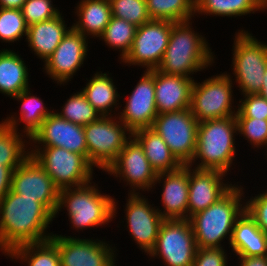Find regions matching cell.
Listing matches in <instances>:
<instances>
[{
    "label": "cell",
    "instance_id": "6da1fadb",
    "mask_svg": "<svg viewBox=\"0 0 267 266\" xmlns=\"http://www.w3.org/2000/svg\"><path fill=\"white\" fill-rule=\"evenodd\" d=\"M54 215L37 198H23L9 190L0 200V252L50 239Z\"/></svg>",
    "mask_w": 267,
    "mask_h": 266
},
{
    "label": "cell",
    "instance_id": "7a4b0ae2",
    "mask_svg": "<svg viewBox=\"0 0 267 266\" xmlns=\"http://www.w3.org/2000/svg\"><path fill=\"white\" fill-rule=\"evenodd\" d=\"M193 20L172 24L167 48L157 68L161 73L194 79V74L215 65V53L205 35L195 31Z\"/></svg>",
    "mask_w": 267,
    "mask_h": 266
},
{
    "label": "cell",
    "instance_id": "3957f363",
    "mask_svg": "<svg viewBox=\"0 0 267 266\" xmlns=\"http://www.w3.org/2000/svg\"><path fill=\"white\" fill-rule=\"evenodd\" d=\"M93 183V184H92ZM118 200L100 190L98 183L91 181L80 187L59 190L58 206L54 218L66 210L70 229L82 230L101 228L116 219ZM62 209V210H61Z\"/></svg>",
    "mask_w": 267,
    "mask_h": 266
},
{
    "label": "cell",
    "instance_id": "277c9868",
    "mask_svg": "<svg viewBox=\"0 0 267 266\" xmlns=\"http://www.w3.org/2000/svg\"><path fill=\"white\" fill-rule=\"evenodd\" d=\"M237 183L214 204L189 218L198 248H225L223 243L229 248L236 220L245 211L246 186Z\"/></svg>",
    "mask_w": 267,
    "mask_h": 266
},
{
    "label": "cell",
    "instance_id": "5b68a950",
    "mask_svg": "<svg viewBox=\"0 0 267 266\" xmlns=\"http://www.w3.org/2000/svg\"><path fill=\"white\" fill-rule=\"evenodd\" d=\"M236 136L238 132L235 116L200 122L197 128L196 150L188 165L230 175L229 170L231 172V167L234 170L237 156Z\"/></svg>",
    "mask_w": 267,
    "mask_h": 266
},
{
    "label": "cell",
    "instance_id": "8992f818",
    "mask_svg": "<svg viewBox=\"0 0 267 266\" xmlns=\"http://www.w3.org/2000/svg\"><path fill=\"white\" fill-rule=\"evenodd\" d=\"M237 30L232 44L233 72L227 74L236 83L235 87L239 88L241 96L258 94L267 67V44L257 39L250 31L242 28Z\"/></svg>",
    "mask_w": 267,
    "mask_h": 266
},
{
    "label": "cell",
    "instance_id": "52a82bcc",
    "mask_svg": "<svg viewBox=\"0 0 267 266\" xmlns=\"http://www.w3.org/2000/svg\"><path fill=\"white\" fill-rule=\"evenodd\" d=\"M30 155L59 189L80 187L94 179V166L81 154L61 147H30Z\"/></svg>",
    "mask_w": 267,
    "mask_h": 266
},
{
    "label": "cell",
    "instance_id": "ba28073f",
    "mask_svg": "<svg viewBox=\"0 0 267 266\" xmlns=\"http://www.w3.org/2000/svg\"><path fill=\"white\" fill-rule=\"evenodd\" d=\"M234 84L226 71L202 82L194 81L190 110L199 123L236 115L238 107L234 103Z\"/></svg>",
    "mask_w": 267,
    "mask_h": 266
},
{
    "label": "cell",
    "instance_id": "9c48e42d",
    "mask_svg": "<svg viewBox=\"0 0 267 266\" xmlns=\"http://www.w3.org/2000/svg\"><path fill=\"white\" fill-rule=\"evenodd\" d=\"M83 128L88 161L103 172L117 159L125 143L132 137V132L118 116H101Z\"/></svg>",
    "mask_w": 267,
    "mask_h": 266
},
{
    "label": "cell",
    "instance_id": "30bf717a",
    "mask_svg": "<svg viewBox=\"0 0 267 266\" xmlns=\"http://www.w3.org/2000/svg\"><path fill=\"white\" fill-rule=\"evenodd\" d=\"M196 249L189 219L164 220L160 225L155 247L148 256L149 260H162L166 266H192Z\"/></svg>",
    "mask_w": 267,
    "mask_h": 266
},
{
    "label": "cell",
    "instance_id": "8fae6325",
    "mask_svg": "<svg viewBox=\"0 0 267 266\" xmlns=\"http://www.w3.org/2000/svg\"><path fill=\"white\" fill-rule=\"evenodd\" d=\"M198 124L187 108L158 114L151 128L162 137L176 159L182 165H188L196 150Z\"/></svg>",
    "mask_w": 267,
    "mask_h": 266
},
{
    "label": "cell",
    "instance_id": "7c38bea8",
    "mask_svg": "<svg viewBox=\"0 0 267 266\" xmlns=\"http://www.w3.org/2000/svg\"><path fill=\"white\" fill-rule=\"evenodd\" d=\"M105 174L114 176L120 183L124 182L125 187H129L130 194L149 193V191L152 193L157 178V173L145 156L143 147L133 136L125 143Z\"/></svg>",
    "mask_w": 267,
    "mask_h": 266
},
{
    "label": "cell",
    "instance_id": "4fadbf2b",
    "mask_svg": "<svg viewBox=\"0 0 267 266\" xmlns=\"http://www.w3.org/2000/svg\"><path fill=\"white\" fill-rule=\"evenodd\" d=\"M58 247L61 266H116L119 252L106 239L65 236L55 233L50 238ZM117 251V252H116ZM117 253V255H116Z\"/></svg>",
    "mask_w": 267,
    "mask_h": 266
},
{
    "label": "cell",
    "instance_id": "5bb4252c",
    "mask_svg": "<svg viewBox=\"0 0 267 266\" xmlns=\"http://www.w3.org/2000/svg\"><path fill=\"white\" fill-rule=\"evenodd\" d=\"M173 23L151 19L137 27L131 49L120 64L139 66L147 71L157 69L167 48Z\"/></svg>",
    "mask_w": 267,
    "mask_h": 266
},
{
    "label": "cell",
    "instance_id": "9a60e30c",
    "mask_svg": "<svg viewBox=\"0 0 267 266\" xmlns=\"http://www.w3.org/2000/svg\"><path fill=\"white\" fill-rule=\"evenodd\" d=\"M123 218L132 241L148 257L155 247L160 225L164 221L156 206L143 193H127Z\"/></svg>",
    "mask_w": 267,
    "mask_h": 266
},
{
    "label": "cell",
    "instance_id": "2e32d148",
    "mask_svg": "<svg viewBox=\"0 0 267 266\" xmlns=\"http://www.w3.org/2000/svg\"><path fill=\"white\" fill-rule=\"evenodd\" d=\"M88 44V38L72 27L43 63L45 75L55 81L57 86L68 85L87 60L90 50Z\"/></svg>",
    "mask_w": 267,
    "mask_h": 266
},
{
    "label": "cell",
    "instance_id": "e0dca14e",
    "mask_svg": "<svg viewBox=\"0 0 267 266\" xmlns=\"http://www.w3.org/2000/svg\"><path fill=\"white\" fill-rule=\"evenodd\" d=\"M10 190L23 198H37L38 202L55 215L59 189L32 155L13 171Z\"/></svg>",
    "mask_w": 267,
    "mask_h": 266
},
{
    "label": "cell",
    "instance_id": "ac0fdd59",
    "mask_svg": "<svg viewBox=\"0 0 267 266\" xmlns=\"http://www.w3.org/2000/svg\"><path fill=\"white\" fill-rule=\"evenodd\" d=\"M131 94L127 96L125 106L119 109L118 118L133 133L143 128H151L157 113L155 101L154 69L143 70Z\"/></svg>",
    "mask_w": 267,
    "mask_h": 266
},
{
    "label": "cell",
    "instance_id": "d6986e66",
    "mask_svg": "<svg viewBox=\"0 0 267 266\" xmlns=\"http://www.w3.org/2000/svg\"><path fill=\"white\" fill-rule=\"evenodd\" d=\"M29 142L30 147H61L88 159L83 126L61 118L54 111L29 138Z\"/></svg>",
    "mask_w": 267,
    "mask_h": 266
},
{
    "label": "cell",
    "instance_id": "ffe728a7",
    "mask_svg": "<svg viewBox=\"0 0 267 266\" xmlns=\"http://www.w3.org/2000/svg\"><path fill=\"white\" fill-rule=\"evenodd\" d=\"M161 184V185H160ZM161 186V208L156 206L164 220L188 219L189 165L171 172L158 173L152 192Z\"/></svg>",
    "mask_w": 267,
    "mask_h": 266
},
{
    "label": "cell",
    "instance_id": "44dd1931",
    "mask_svg": "<svg viewBox=\"0 0 267 266\" xmlns=\"http://www.w3.org/2000/svg\"><path fill=\"white\" fill-rule=\"evenodd\" d=\"M226 176L218 170L192 168L189 165L188 219L214 204L236 184L224 179Z\"/></svg>",
    "mask_w": 267,
    "mask_h": 266
},
{
    "label": "cell",
    "instance_id": "7402d4cb",
    "mask_svg": "<svg viewBox=\"0 0 267 266\" xmlns=\"http://www.w3.org/2000/svg\"><path fill=\"white\" fill-rule=\"evenodd\" d=\"M194 79L161 73L154 69L157 113H169L190 108Z\"/></svg>",
    "mask_w": 267,
    "mask_h": 266
},
{
    "label": "cell",
    "instance_id": "603a6c76",
    "mask_svg": "<svg viewBox=\"0 0 267 266\" xmlns=\"http://www.w3.org/2000/svg\"><path fill=\"white\" fill-rule=\"evenodd\" d=\"M20 103V113L16 112L6 115L2 122L13 130L27 135L29 138L41 126L42 122L54 111L52 107H46V103L40 97L32 94L30 87L23 90L19 95L12 98ZM50 108V109H49ZM52 109V110H51ZM12 114V115H11ZM23 125L21 126L20 124ZM21 126L22 129L19 127Z\"/></svg>",
    "mask_w": 267,
    "mask_h": 266
},
{
    "label": "cell",
    "instance_id": "cb8c5ba5",
    "mask_svg": "<svg viewBox=\"0 0 267 266\" xmlns=\"http://www.w3.org/2000/svg\"><path fill=\"white\" fill-rule=\"evenodd\" d=\"M62 15L60 13L52 19L28 27L24 41L28 43L30 51L32 50L31 52L43 63L53 54L56 47L72 28V25L67 27V21L64 20V15Z\"/></svg>",
    "mask_w": 267,
    "mask_h": 266
},
{
    "label": "cell",
    "instance_id": "d4e9b609",
    "mask_svg": "<svg viewBox=\"0 0 267 266\" xmlns=\"http://www.w3.org/2000/svg\"><path fill=\"white\" fill-rule=\"evenodd\" d=\"M229 248L234 256H267V235L246 210L236 220Z\"/></svg>",
    "mask_w": 267,
    "mask_h": 266
},
{
    "label": "cell",
    "instance_id": "484cf974",
    "mask_svg": "<svg viewBox=\"0 0 267 266\" xmlns=\"http://www.w3.org/2000/svg\"><path fill=\"white\" fill-rule=\"evenodd\" d=\"M102 72L97 70L90 80L86 78L87 82L85 87L80 90L87 98V101L101 116H117L119 108L122 107L120 101L122 96L118 93L115 80L111 76V73Z\"/></svg>",
    "mask_w": 267,
    "mask_h": 266
},
{
    "label": "cell",
    "instance_id": "4316f807",
    "mask_svg": "<svg viewBox=\"0 0 267 266\" xmlns=\"http://www.w3.org/2000/svg\"><path fill=\"white\" fill-rule=\"evenodd\" d=\"M76 5L72 27L88 39L99 38L112 16L109 0H80Z\"/></svg>",
    "mask_w": 267,
    "mask_h": 266
},
{
    "label": "cell",
    "instance_id": "83f0119b",
    "mask_svg": "<svg viewBox=\"0 0 267 266\" xmlns=\"http://www.w3.org/2000/svg\"><path fill=\"white\" fill-rule=\"evenodd\" d=\"M10 48L0 50V93L12 99L31 85L30 68L19 54Z\"/></svg>",
    "mask_w": 267,
    "mask_h": 266
},
{
    "label": "cell",
    "instance_id": "f1b7e54d",
    "mask_svg": "<svg viewBox=\"0 0 267 266\" xmlns=\"http://www.w3.org/2000/svg\"><path fill=\"white\" fill-rule=\"evenodd\" d=\"M132 136L143 147L145 156L157 174L175 171L182 166L162 137L152 128L136 130Z\"/></svg>",
    "mask_w": 267,
    "mask_h": 266
},
{
    "label": "cell",
    "instance_id": "f546056e",
    "mask_svg": "<svg viewBox=\"0 0 267 266\" xmlns=\"http://www.w3.org/2000/svg\"><path fill=\"white\" fill-rule=\"evenodd\" d=\"M261 12V0H195V16L236 18Z\"/></svg>",
    "mask_w": 267,
    "mask_h": 266
},
{
    "label": "cell",
    "instance_id": "4dcf8cb0",
    "mask_svg": "<svg viewBox=\"0 0 267 266\" xmlns=\"http://www.w3.org/2000/svg\"><path fill=\"white\" fill-rule=\"evenodd\" d=\"M29 156V137L0 121V164L14 171Z\"/></svg>",
    "mask_w": 267,
    "mask_h": 266
},
{
    "label": "cell",
    "instance_id": "1f68e13d",
    "mask_svg": "<svg viewBox=\"0 0 267 266\" xmlns=\"http://www.w3.org/2000/svg\"><path fill=\"white\" fill-rule=\"evenodd\" d=\"M4 256L25 266H61L58 247L51 239L18 246Z\"/></svg>",
    "mask_w": 267,
    "mask_h": 266
},
{
    "label": "cell",
    "instance_id": "d6a6232c",
    "mask_svg": "<svg viewBox=\"0 0 267 266\" xmlns=\"http://www.w3.org/2000/svg\"><path fill=\"white\" fill-rule=\"evenodd\" d=\"M151 19L183 22L195 17V0H145Z\"/></svg>",
    "mask_w": 267,
    "mask_h": 266
},
{
    "label": "cell",
    "instance_id": "836d02e7",
    "mask_svg": "<svg viewBox=\"0 0 267 266\" xmlns=\"http://www.w3.org/2000/svg\"><path fill=\"white\" fill-rule=\"evenodd\" d=\"M136 30L137 26L134 24L111 16L108 25L98 39L105 42L108 48L118 50L120 54H118V61L121 62L131 49Z\"/></svg>",
    "mask_w": 267,
    "mask_h": 266
},
{
    "label": "cell",
    "instance_id": "e575fe53",
    "mask_svg": "<svg viewBox=\"0 0 267 266\" xmlns=\"http://www.w3.org/2000/svg\"><path fill=\"white\" fill-rule=\"evenodd\" d=\"M64 102L60 111L54 110V112L74 124L85 126L101 117V114L87 101L81 90L70 95Z\"/></svg>",
    "mask_w": 267,
    "mask_h": 266
},
{
    "label": "cell",
    "instance_id": "d590c367",
    "mask_svg": "<svg viewBox=\"0 0 267 266\" xmlns=\"http://www.w3.org/2000/svg\"><path fill=\"white\" fill-rule=\"evenodd\" d=\"M28 26L21 9L0 8V42L15 43L27 36Z\"/></svg>",
    "mask_w": 267,
    "mask_h": 266
},
{
    "label": "cell",
    "instance_id": "8d00e7d4",
    "mask_svg": "<svg viewBox=\"0 0 267 266\" xmlns=\"http://www.w3.org/2000/svg\"><path fill=\"white\" fill-rule=\"evenodd\" d=\"M112 16L137 27L151 20L145 0H109Z\"/></svg>",
    "mask_w": 267,
    "mask_h": 266
},
{
    "label": "cell",
    "instance_id": "74e56055",
    "mask_svg": "<svg viewBox=\"0 0 267 266\" xmlns=\"http://www.w3.org/2000/svg\"><path fill=\"white\" fill-rule=\"evenodd\" d=\"M239 137L247 140L252 148H260L267 153V120L255 118H236Z\"/></svg>",
    "mask_w": 267,
    "mask_h": 266
},
{
    "label": "cell",
    "instance_id": "f35d334b",
    "mask_svg": "<svg viewBox=\"0 0 267 266\" xmlns=\"http://www.w3.org/2000/svg\"><path fill=\"white\" fill-rule=\"evenodd\" d=\"M53 4L52 0H26L21 11L27 26L58 16L60 9Z\"/></svg>",
    "mask_w": 267,
    "mask_h": 266
},
{
    "label": "cell",
    "instance_id": "ab89813d",
    "mask_svg": "<svg viewBox=\"0 0 267 266\" xmlns=\"http://www.w3.org/2000/svg\"><path fill=\"white\" fill-rule=\"evenodd\" d=\"M237 113L235 118H255L267 120V99L259 94L242 96L237 101Z\"/></svg>",
    "mask_w": 267,
    "mask_h": 266
},
{
    "label": "cell",
    "instance_id": "60d3db41",
    "mask_svg": "<svg viewBox=\"0 0 267 266\" xmlns=\"http://www.w3.org/2000/svg\"><path fill=\"white\" fill-rule=\"evenodd\" d=\"M245 198V210L255 220L258 227L267 235V189ZM250 198V199H249Z\"/></svg>",
    "mask_w": 267,
    "mask_h": 266
},
{
    "label": "cell",
    "instance_id": "b9f144b4",
    "mask_svg": "<svg viewBox=\"0 0 267 266\" xmlns=\"http://www.w3.org/2000/svg\"><path fill=\"white\" fill-rule=\"evenodd\" d=\"M225 248L196 249L192 266H228V256Z\"/></svg>",
    "mask_w": 267,
    "mask_h": 266
},
{
    "label": "cell",
    "instance_id": "7bdbcfd3",
    "mask_svg": "<svg viewBox=\"0 0 267 266\" xmlns=\"http://www.w3.org/2000/svg\"><path fill=\"white\" fill-rule=\"evenodd\" d=\"M12 174L13 170L3 164H0V200L11 189Z\"/></svg>",
    "mask_w": 267,
    "mask_h": 266
},
{
    "label": "cell",
    "instance_id": "ee69618b",
    "mask_svg": "<svg viewBox=\"0 0 267 266\" xmlns=\"http://www.w3.org/2000/svg\"><path fill=\"white\" fill-rule=\"evenodd\" d=\"M239 266H267V256H236Z\"/></svg>",
    "mask_w": 267,
    "mask_h": 266
},
{
    "label": "cell",
    "instance_id": "f6af8a7d",
    "mask_svg": "<svg viewBox=\"0 0 267 266\" xmlns=\"http://www.w3.org/2000/svg\"><path fill=\"white\" fill-rule=\"evenodd\" d=\"M26 0H0V8L21 9Z\"/></svg>",
    "mask_w": 267,
    "mask_h": 266
},
{
    "label": "cell",
    "instance_id": "bcb514c9",
    "mask_svg": "<svg viewBox=\"0 0 267 266\" xmlns=\"http://www.w3.org/2000/svg\"><path fill=\"white\" fill-rule=\"evenodd\" d=\"M263 85L261 87V90L259 91V95L264 97L265 99H267V67H266V71L263 75Z\"/></svg>",
    "mask_w": 267,
    "mask_h": 266
},
{
    "label": "cell",
    "instance_id": "7dc6e473",
    "mask_svg": "<svg viewBox=\"0 0 267 266\" xmlns=\"http://www.w3.org/2000/svg\"><path fill=\"white\" fill-rule=\"evenodd\" d=\"M267 11V0H261V12Z\"/></svg>",
    "mask_w": 267,
    "mask_h": 266
}]
</instances>
